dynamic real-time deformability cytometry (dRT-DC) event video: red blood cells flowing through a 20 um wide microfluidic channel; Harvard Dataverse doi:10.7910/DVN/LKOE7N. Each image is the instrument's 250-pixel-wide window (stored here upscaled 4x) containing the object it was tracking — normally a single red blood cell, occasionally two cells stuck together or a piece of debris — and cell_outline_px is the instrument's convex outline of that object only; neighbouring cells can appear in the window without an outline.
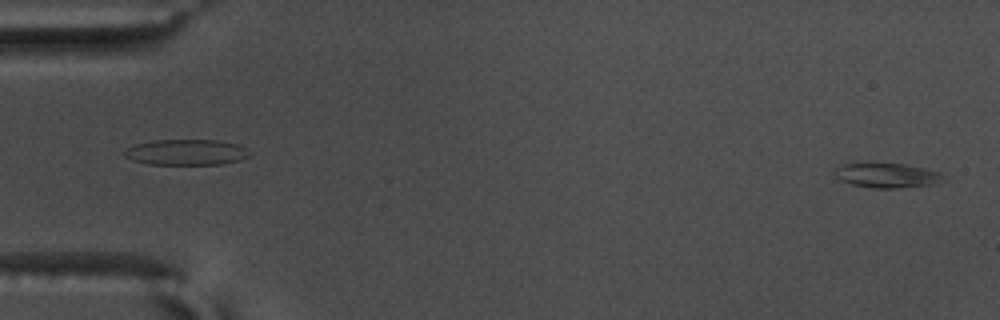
{"species": "common noctule bat (a hibernating species)", "species_latin": "Nyctalus noctula", "temperature_condition": "warm", "stored_images_in_passage": 56, "camera_frame_rate_fps": 3000, "um_per_image_px": 0.085, "animal": {"sex": "male", "body_mass_g": 17.5, "forearm_length_mm": 52.3}, "frame": {"image": 1, "passage_image": 2, "time_ms": 0.333, "image_size_px": [1000, 320], "cell_outline_px": [[940, 176], [936, 184], [896, 188], [872, 188], [852, 184], [840, 180], [832, 176], [836, 168], [844, 164], [856, 160], [868, 160], [904, 164], [924, 168], [940, 172]], "centroid_in_image_um": [75.22, 14.85], "position_along_channel_um": 9.8, "area_um2": 16.24}}
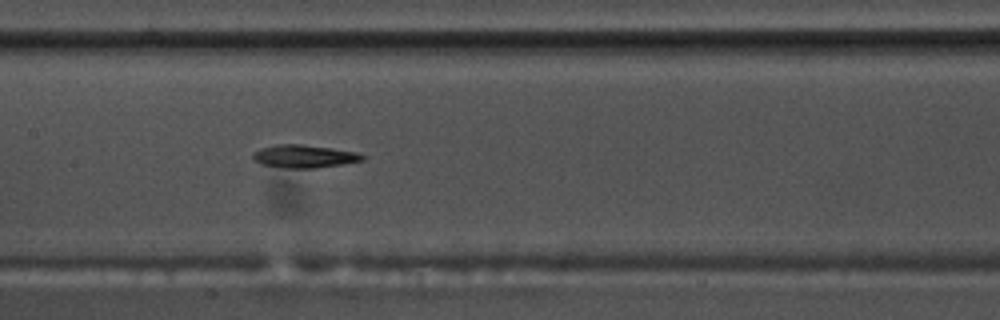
{"frame": {"image": 2, "passage_image": 28, "time_ms": 9.0, "image_size_px": [1000, 320], "cell_outline_px": [[364, 160], [344, 164], [316, 168], [284, 168], [260, 164], [252, 156], [252, 152], [260, 148], [276, 144], [300, 144], [332, 148], [356, 152], [364, 156]], "centroid_in_image_um": [25.83, 13.29], "position_along_channel_um": 181.6, "area_um2": 14.68}}
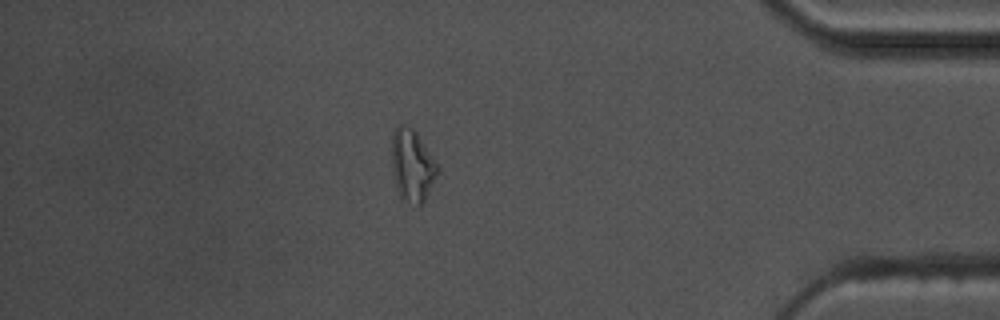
{"frame": {"image": 3, "passage_image": 49, "time_ms": 16.0, "image_size_px": [1000, 320], "cell_outline_px": [[440, 168], [424, 200], [416, 208], [404, 200], [400, 196], [396, 188], [392, 172], [392, 132], [396, 124], [404, 124], [412, 128], [416, 132]], "centroid_in_image_um": [35.01, 14.06], "position_along_channel_um": 400.2, "area_um2": 19.31}, "authors_computed_cell_mechanics": {"area_um2": 14.7968, "velocity_mm_per_s": 3.6523, "shape_relaxation_time_tau1_ms": 3.792, "shape_relaxation_time_tau2_ms": null, "deformation_change_tau1": 0.1912, "deformation_change_tau2": null}}